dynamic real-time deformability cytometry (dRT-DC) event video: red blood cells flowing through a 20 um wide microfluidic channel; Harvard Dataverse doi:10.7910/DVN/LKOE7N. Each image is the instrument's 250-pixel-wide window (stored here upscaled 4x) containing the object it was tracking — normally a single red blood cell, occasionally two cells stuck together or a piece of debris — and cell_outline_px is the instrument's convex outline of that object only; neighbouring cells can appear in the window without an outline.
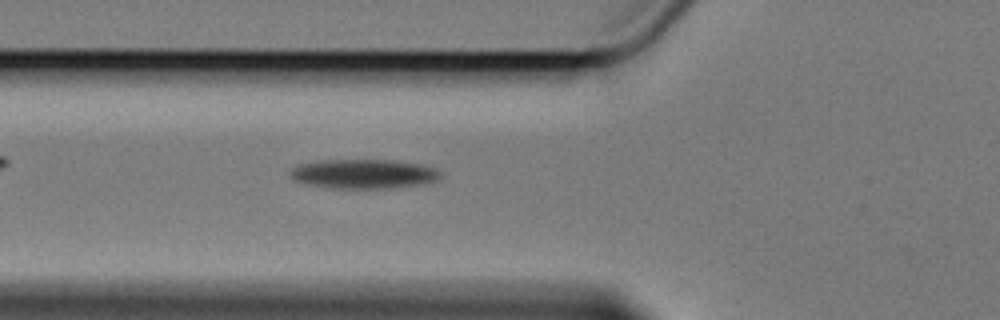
{"species": "Egyptian fruit bat (a non-hibernating species)", "species_latin": "Rousettus aegyptiacus", "temperature_condition": "cold", "stored_images_in_passage": 4, "camera_frame_rate_fps": 3000, "um_per_image_px": 0.085, "animal": {"sex": "female"}, "frame": {"image": 1, "passage_image": 4, "time_ms": 5.0, "image_size_px": [1000, 320], "cell_outline_px": [[440, 176], [436, 180], [424, 184], [388, 188], [328, 188], [308, 184], [296, 180], [292, 176], [292, 168], [300, 164], [320, 160], [392, 160], [424, 164], [436, 168], [440, 172]], "centroid_in_image_um": [30.96, 14.77], "position_along_channel_um": 94.8, "area_um2": 25.61}}